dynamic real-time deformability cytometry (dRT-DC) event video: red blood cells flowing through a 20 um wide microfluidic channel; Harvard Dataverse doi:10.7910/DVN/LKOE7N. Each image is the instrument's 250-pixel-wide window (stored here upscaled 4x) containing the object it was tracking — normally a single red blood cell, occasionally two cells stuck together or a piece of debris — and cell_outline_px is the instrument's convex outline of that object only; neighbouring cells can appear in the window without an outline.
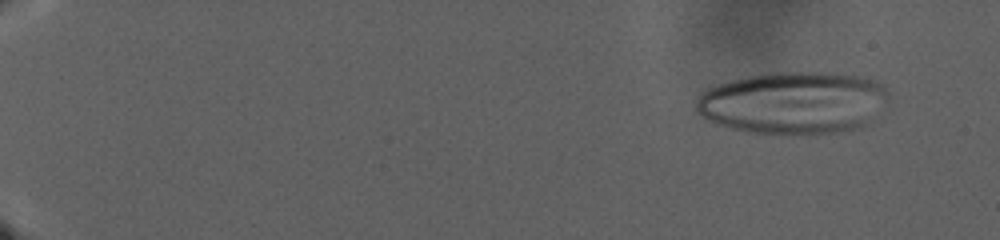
{"species": "human", "species_latin": "Homo sapiens", "temperature_condition": "warm", "stored_images_in_passage": 112, "camera_frame_rate_fps": 3000, "um_per_image_px": 0.085, "donor": {"sex": "male"}, "frame": {"image": 1, "passage_image": 13, "time_ms": 4.0, "image_size_px": [1000, 240], "cell_outline_px": [[888, 96], [864, 124], [860, 128], [816, 136], [788, 136], [748, 132], [716, 124], [708, 120], [696, 112], [696, 100], [708, 88], [732, 80], [752, 76], [780, 72], [820, 72], [856, 76], [872, 80], [884, 84], [888, 92]], "centroid_in_image_um": [67.4, 8.78], "position_along_channel_um": 17.6, "area_um2": 69.94}}
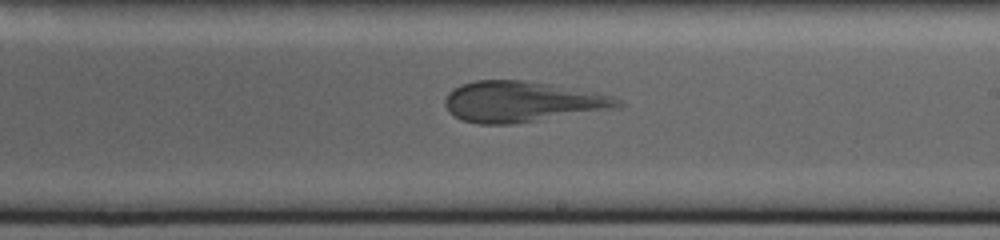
{"frame": {"image": 2, "passage_image": 90, "time_ms": 29.667, "image_size_px": [1000, 240], "cell_outline_px": [[624, 104], [620, 108], [512, 124], [476, 124], [460, 120], [448, 112], [444, 104], [444, 100], [448, 92], [452, 88], [460, 84], [476, 80], [524, 80], [596, 92], [616, 96]], "centroid_in_image_um": [44.36, 8.65], "position_along_channel_um": 244.6, "area_um2": 41.44}}
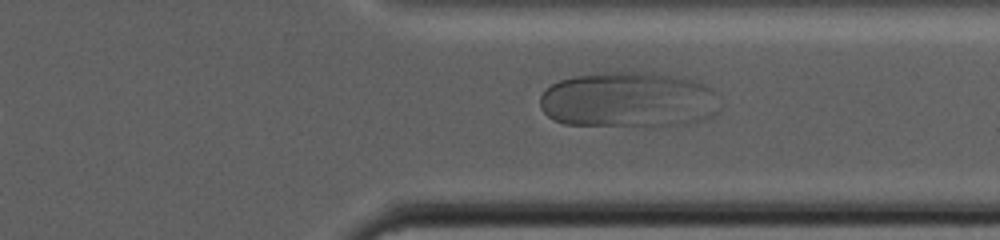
{"frame": {"image": 3, "passage_image": 111, "time_ms": 36.667, "image_size_px": [1000, 240], "cell_outline_px": [[716, 92], [672, 124], [564, 124], [548, 116], [540, 108], [540, 96], [552, 84], [560, 80], [572, 76], [608, 72], [652, 72], [692, 80], [704, 84], [712, 88]], "centroid_in_image_um": [52.93, 8.38], "position_along_channel_um": 358.5, "area_um2": 53.35}}